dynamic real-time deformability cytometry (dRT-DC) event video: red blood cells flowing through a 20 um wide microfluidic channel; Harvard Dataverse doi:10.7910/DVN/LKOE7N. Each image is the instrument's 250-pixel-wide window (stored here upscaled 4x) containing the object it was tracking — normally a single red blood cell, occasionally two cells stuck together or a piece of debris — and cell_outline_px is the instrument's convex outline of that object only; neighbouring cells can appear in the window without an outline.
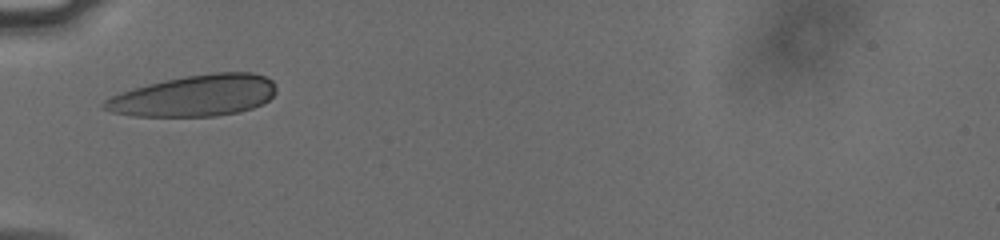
{"species": "human", "species_latin": "Homo sapiens", "temperature_condition": "cold", "stored_images_in_passage": 30, "camera_frame_rate_fps": 3000, "um_per_image_px": 0.085, "donor": {"sex": "male"}, "frame": {"image": 1, "passage_image": 1, "time_ms": 0.0, "image_size_px": [1000, 240], "cell_outline_px": [[276, 92], [268, 100], [252, 108], [240, 112], [216, 116], [132, 116], [112, 112], [100, 108], [100, 104], [104, 100], [120, 92], [132, 88], [164, 80], [184, 76], [212, 72], [252, 72], [264, 76], [272, 80], [276, 88]], "centroid_in_image_um": [16.51, 8.13], "position_along_channel_um": 68.5, "area_um2": 41.62}}
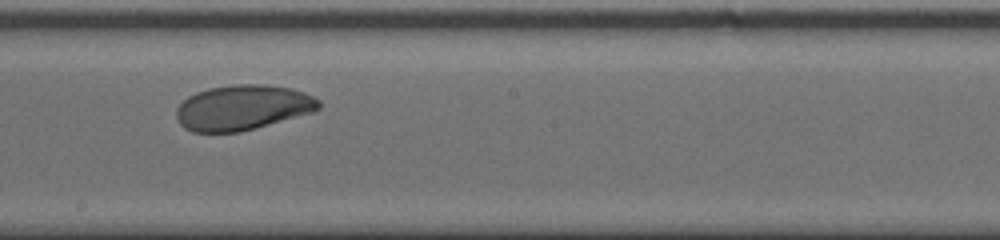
{"frame": {"image": 2, "passage_image": 14, "time_ms": 4.333, "image_size_px": [1000, 240], "cell_outline_px": [[320, 108], [312, 112], [240, 132], [192, 132], [184, 128], [180, 124], [176, 116], [176, 108], [188, 96], [196, 92], [208, 88], [232, 84], [264, 84], [292, 88], [304, 92], [320, 100]], "centroid_in_image_um": [20.6, 9.13], "position_along_channel_um": 227.6, "area_um2": 37.51}}
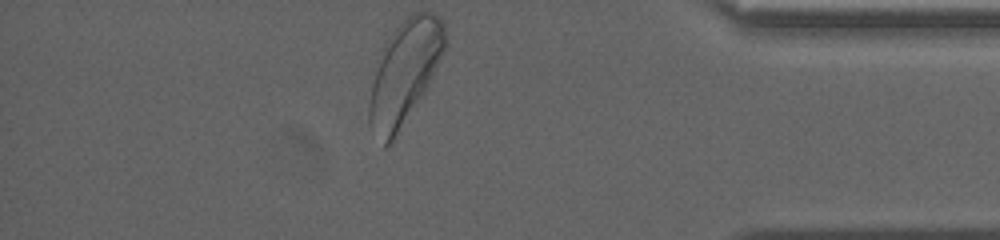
{"frame": {"image": 3, "passage_image": 30, "time_ms": 9.667, "image_size_px": [1000, 240], "cell_outline_px": [[448, 44], [428, 84], [392, 140], [384, 148], [368, 124], [368, 104], [372, 84], [380, 48], [392, 32], [412, 12], [432, 12], [440, 16], [444, 20]], "centroid_in_image_um": [34.39, 6.09], "position_along_channel_um": 400.8, "area_um2": 45.26}, "authors_computed_cell_mechanics": {"area_um2": 37.9168, "velocity_mm_per_s": 3.7505, "shape_relaxation_time_tau1_ms": 3.3447, "shape_relaxation_time_tau2_ms": null, "deformation_change_tau1": 0.1201, "deformation_change_tau2": null}}